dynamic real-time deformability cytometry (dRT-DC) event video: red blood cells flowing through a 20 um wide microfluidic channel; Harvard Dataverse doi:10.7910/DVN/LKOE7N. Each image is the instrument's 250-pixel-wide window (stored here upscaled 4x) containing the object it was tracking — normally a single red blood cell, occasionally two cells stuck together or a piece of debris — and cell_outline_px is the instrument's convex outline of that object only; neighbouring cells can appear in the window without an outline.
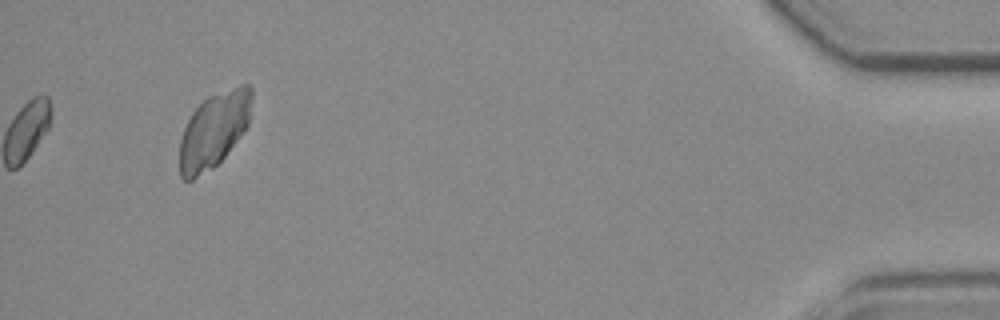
{"species": "common noctule bat (a hibernating species)", "species_latin": "Nyctalus noctula", "temperature_condition": "room temperature", "stored_images_in_passage": 36, "camera_frame_rate_fps": 3000, "um_per_image_px": 0.085, "animal": {"sex": "female", "body_mass_g": 19.3, "forearm_length_mm": 54.1}, "frame": {"image": 1, "passage_image": 36, "time_ms": 11.667, "image_size_px": [1000, 320], "cell_outline_px": [[252, 96], [248, 124], [244, 132], [224, 156], [212, 168], [192, 180], [184, 180], [180, 176], [180, 140], [184, 128], [192, 112], [208, 96], [240, 84], [252, 84]], "centroid_in_image_um": [18.19, 11.03], "position_along_channel_um": 417.0, "area_um2": 31.5}}